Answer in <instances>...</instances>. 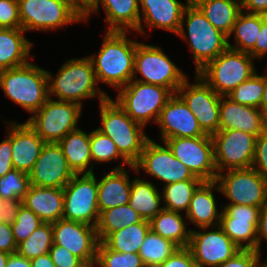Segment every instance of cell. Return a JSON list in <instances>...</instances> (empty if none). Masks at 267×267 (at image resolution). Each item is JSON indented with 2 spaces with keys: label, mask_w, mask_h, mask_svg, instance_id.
Here are the masks:
<instances>
[{
  "label": "cell",
  "mask_w": 267,
  "mask_h": 267,
  "mask_svg": "<svg viewBox=\"0 0 267 267\" xmlns=\"http://www.w3.org/2000/svg\"><path fill=\"white\" fill-rule=\"evenodd\" d=\"M90 147L93 166L95 163H106L112 160H121V164L112 169H123L125 165H131L118 151L115 143L97 129L90 132ZM95 162V163H94Z\"/></svg>",
  "instance_id": "40"
},
{
  "label": "cell",
  "mask_w": 267,
  "mask_h": 267,
  "mask_svg": "<svg viewBox=\"0 0 267 267\" xmlns=\"http://www.w3.org/2000/svg\"><path fill=\"white\" fill-rule=\"evenodd\" d=\"M163 142L196 177L203 181H215L218 173L214 161V144L211 135L170 138Z\"/></svg>",
  "instance_id": "16"
},
{
  "label": "cell",
  "mask_w": 267,
  "mask_h": 267,
  "mask_svg": "<svg viewBox=\"0 0 267 267\" xmlns=\"http://www.w3.org/2000/svg\"><path fill=\"white\" fill-rule=\"evenodd\" d=\"M257 136L239 130H222L212 135L217 173L251 168Z\"/></svg>",
  "instance_id": "14"
},
{
  "label": "cell",
  "mask_w": 267,
  "mask_h": 267,
  "mask_svg": "<svg viewBox=\"0 0 267 267\" xmlns=\"http://www.w3.org/2000/svg\"><path fill=\"white\" fill-rule=\"evenodd\" d=\"M117 104L126 114L144 127L157 123L161 110L173 93L165 87L131 80L118 89Z\"/></svg>",
  "instance_id": "8"
},
{
  "label": "cell",
  "mask_w": 267,
  "mask_h": 267,
  "mask_svg": "<svg viewBox=\"0 0 267 267\" xmlns=\"http://www.w3.org/2000/svg\"><path fill=\"white\" fill-rule=\"evenodd\" d=\"M262 257L257 251L240 249L230 259L216 267H257Z\"/></svg>",
  "instance_id": "47"
},
{
  "label": "cell",
  "mask_w": 267,
  "mask_h": 267,
  "mask_svg": "<svg viewBox=\"0 0 267 267\" xmlns=\"http://www.w3.org/2000/svg\"><path fill=\"white\" fill-rule=\"evenodd\" d=\"M252 168L267 181V128L256 138Z\"/></svg>",
  "instance_id": "46"
},
{
  "label": "cell",
  "mask_w": 267,
  "mask_h": 267,
  "mask_svg": "<svg viewBox=\"0 0 267 267\" xmlns=\"http://www.w3.org/2000/svg\"><path fill=\"white\" fill-rule=\"evenodd\" d=\"M220 194L241 204L263 208L267 204V181L254 169H230L218 173L215 179Z\"/></svg>",
  "instance_id": "11"
},
{
  "label": "cell",
  "mask_w": 267,
  "mask_h": 267,
  "mask_svg": "<svg viewBox=\"0 0 267 267\" xmlns=\"http://www.w3.org/2000/svg\"><path fill=\"white\" fill-rule=\"evenodd\" d=\"M22 205L32 210L44 223H53L63 217V188L38 187L30 184Z\"/></svg>",
  "instance_id": "26"
},
{
  "label": "cell",
  "mask_w": 267,
  "mask_h": 267,
  "mask_svg": "<svg viewBox=\"0 0 267 267\" xmlns=\"http://www.w3.org/2000/svg\"><path fill=\"white\" fill-rule=\"evenodd\" d=\"M177 35L188 42L195 62V74L228 48V37L217 30L192 1L183 12Z\"/></svg>",
  "instance_id": "4"
},
{
  "label": "cell",
  "mask_w": 267,
  "mask_h": 267,
  "mask_svg": "<svg viewBox=\"0 0 267 267\" xmlns=\"http://www.w3.org/2000/svg\"><path fill=\"white\" fill-rule=\"evenodd\" d=\"M178 248L172 241L150 230L141 244L138 254L146 267H158Z\"/></svg>",
  "instance_id": "38"
},
{
  "label": "cell",
  "mask_w": 267,
  "mask_h": 267,
  "mask_svg": "<svg viewBox=\"0 0 267 267\" xmlns=\"http://www.w3.org/2000/svg\"><path fill=\"white\" fill-rule=\"evenodd\" d=\"M263 92V75H259L256 72L248 80L236 87L228 97L238 104L260 109Z\"/></svg>",
  "instance_id": "41"
},
{
  "label": "cell",
  "mask_w": 267,
  "mask_h": 267,
  "mask_svg": "<svg viewBox=\"0 0 267 267\" xmlns=\"http://www.w3.org/2000/svg\"><path fill=\"white\" fill-rule=\"evenodd\" d=\"M190 1L186 0L183 4L179 0H139L140 22L136 32L145 34L144 23L149 28L163 29L177 35L183 12Z\"/></svg>",
  "instance_id": "22"
},
{
  "label": "cell",
  "mask_w": 267,
  "mask_h": 267,
  "mask_svg": "<svg viewBox=\"0 0 267 267\" xmlns=\"http://www.w3.org/2000/svg\"><path fill=\"white\" fill-rule=\"evenodd\" d=\"M10 124L13 169L29 174L45 142L26 122Z\"/></svg>",
  "instance_id": "25"
},
{
  "label": "cell",
  "mask_w": 267,
  "mask_h": 267,
  "mask_svg": "<svg viewBox=\"0 0 267 267\" xmlns=\"http://www.w3.org/2000/svg\"><path fill=\"white\" fill-rule=\"evenodd\" d=\"M98 184L99 213L116 206L128 204L131 193V181L126 168L112 169L103 173Z\"/></svg>",
  "instance_id": "28"
},
{
  "label": "cell",
  "mask_w": 267,
  "mask_h": 267,
  "mask_svg": "<svg viewBox=\"0 0 267 267\" xmlns=\"http://www.w3.org/2000/svg\"><path fill=\"white\" fill-rule=\"evenodd\" d=\"M240 3L242 11L267 15V0H240Z\"/></svg>",
  "instance_id": "55"
},
{
  "label": "cell",
  "mask_w": 267,
  "mask_h": 267,
  "mask_svg": "<svg viewBox=\"0 0 267 267\" xmlns=\"http://www.w3.org/2000/svg\"><path fill=\"white\" fill-rule=\"evenodd\" d=\"M162 195L157 187L143 178L131 180V193L128 204L140 214L143 220L150 221L159 213L163 206Z\"/></svg>",
  "instance_id": "33"
},
{
  "label": "cell",
  "mask_w": 267,
  "mask_h": 267,
  "mask_svg": "<svg viewBox=\"0 0 267 267\" xmlns=\"http://www.w3.org/2000/svg\"><path fill=\"white\" fill-rule=\"evenodd\" d=\"M53 244L65 247L83 263L95 266L99 239L95 226L59 219L52 223Z\"/></svg>",
  "instance_id": "18"
},
{
  "label": "cell",
  "mask_w": 267,
  "mask_h": 267,
  "mask_svg": "<svg viewBox=\"0 0 267 267\" xmlns=\"http://www.w3.org/2000/svg\"><path fill=\"white\" fill-rule=\"evenodd\" d=\"M254 59H263L267 55V15L262 14V24L255 47L249 52Z\"/></svg>",
  "instance_id": "52"
},
{
  "label": "cell",
  "mask_w": 267,
  "mask_h": 267,
  "mask_svg": "<svg viewBox=\"0 0 267 267\" xmlns=\"http://www.w3.org/2000/svg\"><path fill=\"white\" fill-rule=\"evenodd\" d=\"M128 31H106L97 55H90L97 82L114 89L126 86L134 76V57L140 43L127 37Z\"/></svg>",
  "instance_id": "1"
},
{
  "label": "cell",
  "mask_w": 267,
  "mask_h": 267,
  "mask_svg": "<svg viewBox=\"0 0 267 267\" xmlns=\"http://www.w3.org/2000/svg\"><path fill=\"white\" fill-rule=\"evenodd\" d=\"M30 186L29 174L12 169L0 177V200H21Z\"/></svg>",
  "instance_id": "43"
},
{
  "label": "cell",
  "mask_w": 267,
  "mask_h": 267,
  "mask_svg": "<svg viewBox=\"0 0 267 267\" xmlns=\"http://www.w3.org/2000/svg\"><path fill=\"white\" fill-rule=\"evenodd\" d=\"M199 229H202V232L191 229L187 247L197 267L219 266L240 250L219 225Z\"/></svg>",
  "instance_id": "17"
},
{
  "label": "cell",
  "mask_w": 267,
  "mask_h": 267,
  "mask_svg": "<svg viewBox=\"0 0 267 267\" xmlns=\"http://www.w3.org/2000/svg\"><path fill=\"white\" fill-rule=\"evenodd\" d=\"M21 204V200H0V221L11 225L16 219Z\"/></svg>",
  "instance_id": "51"
},
{
  "label": "cell",
  "mask_w": 267,
  "mask_h": 267,
  "mask_svg": "<svg viewBox=\"0 0 267 267\" xmlns=\"http://www.w3.org/2000/svg\"><path fill=\"white\" fill-rule=\"evenodd\" d=\"M75 174L63 188L64 213L67 220L97 226L99 208L97 201L98 184L95 173Z\"/></svg>",
  "instance_id": "12"
},
{
  "label": "cell",
  "mask_w": 267,
  "mask_h": 267,
  "mask_svg": "<svg viewBox=\"0 0 267 267\" xmlns=\"http://www.w3.org/2000/svg\"><path fill=\"white\" fill-rule=\"evenodd\" d=\"M31 267H56L49 253L30 260Z\"/></svg>",
  "instance_id": "57"
},
{
  "label": "cell",
  "mask_w": 267,
  "mask_h": 267,
  "mask_svg": "<svg viewBox=\"0 0 267 267\" xmlns=\"http://www.w3.org/2000/svg\"><path fill=\"white\" fill-rule=\"evenodd\" d=\"M207 20L227 37L241 10L240 0H191Z\"/></svg>",
  "instance_id": "31"
},
{
  "label": "cell",
  "mask_w": 267,
  "mask_h": 267,
  "mask_svg": "<svg viewBox=\"0 0 267 267\" xmlns=\"http://www.w3.org/2000/svg\"><path fill=\"white\" fill-rule=\"evenodd\" d=\"M58 144L63 150L69 168L74 174H92L94 166L91 157L90 133L80 128L69 132ZM89 164H91L89 166Z\"/></svg>",
  "instance_id": "30"
},
{
  "label": "cell",
  "mask_w": 267,
  "mask_h": 267,
  "mask_svg": "<svg viewBox=\"0 0 267 267\" xmlns=\"http://www.w3.org/2000/svg\"><path fill=\"white\" fill-rule=\"evenodd\" d=\"M95 265L97 267H146L138 253L115 252L103 242L98 244Z\"/></svg>",
  "instance_id": "42"
},
{
  "label": "cell",
  "mask_w": 267,
  "mask_h": 267,
  "mask_svg": "<svg viewBox=\"0 0 267 267\" xmlns=\"http://www.w3.org/2000/svg\"><path fill=\"white\" fill-rule=\"evenodd\" d=\"M267 70V69H266ZM263 74L264 92L260 103V110L267 117V71Z\"/></svg>",
  "instance_id": "58"
},
{
  "label": "cell",
  "mask_w": 267,
  "mask_h": 267,
  "mask_svg": "<svg viewBox=\"0 0 267 267\" xmlns=\"http://www.w3.org/2000/svg\"><path fill=\"white\" fill-rule=\"evenodd\" d=\"M99 104L102 126L97 130L108 136L120 154L134 165L150 138L145 134V127L130 118L110 96Z\"/></svg>",
  "instance_id": "3"
},
{
  "label": "cell",
  "mask_w": 267,
  "mask_h": 267,
  "mask_svg": "<svg viewBox=\"0 0 267 267\" xmlns=\"http://www.w3.org/2000/svg\"><path fill=\"white\" fill-rule=\"evenodd\" d=\"M158 267H197L191 251L185 248H178Z\"/></svg>",
  "instance_id": "50"
},
{
  "label": "cell",
  "mask_w": 267,
  "mask_h": 267,
  "mask_svg": "<svg viewBox=\"0 0 267 267\" xmlns=\"http://www.w3.org/2000/svg\"><path fill=\"white\" fill-rule=\"evenodd\" d=\"M49 97L57 96L56 100L75 102L83 106L85 99L97 98L99 102L109 96L97 88V79L93 63L89 56L71 58L62 64L57 75L53 77L47 70Z\"/></svg>",
  "instance_id": "2"
},
{
  "label": "cell",
  "mask_w": 267,
  "mask_h": 267,
  "mask_svg": "<svg viewBox=\"0 0 267 267\" xmlns=\"http://www.w3.org/2000/svg\"><path fill=\"white\" fill-rule=\"evenodd\" d=\"M149 231V221L143 220L111 233L103 243L115 252L138 253Z\"/></svg>",
  "instance_id": "36"
},
{
  "label": "cell",
  "mask_w": 267,
  "mask_h": 267,
  "mask_svg": "<svg viewBox=\"0 0 267 267\" xmlns=\"http://www.w3.org/2000/svg\"><path fill=\"white\" fill-rule=\"evenodd\" d=\"M260 211L259 207L225 204L222 207L219 226L240 249L256 251Z\"/></svg>",
  "instance_id": "19"
},
{
  "label": "cell",
  "mask_w": 267,
  "mask_h": 267,
  "mask_svg": "<svg viewBox=\"0 0 267 267\" xmlns=\"http://www.w3.org/2000/svg\"><path fill=\"white\" fill-rule=\"evenodd\" d=\"M44 223L32 210L21 204L15 221L11 224L13 237L18 245Z\"/></svg>",
  "instance_id": "44"
},
{
  "label": "cell",
  "mask_w": 267,
  "mask_h": 267,
  "mask_svg": "<svg viewBox=\"0 0 267 267\" xmlns=\"http://www.w3.org/2000/svg\"><path fill=\"white\" fill-rule=\"evenodd\" d=\"M75 174L69 168L58 143H45L29 173L30 184L38 187L64 188Z\"/></svg>",
  "instance_id": "20"
},
{
  "label": "cell",
  "mask_w": 267,
  "mask_h": 267,
  "mask_svg": "<svg viewBox=\"0 0 267 267\" xmlns=\"http://www.w3.org/2000/svg\"><path fill=\"white\" fill-rule=\"evenodd\" d=\"M52 98L49 97L26 121L45 143H58L69 132L78 129L83 108L75 102Z\"/></svg>",
  "instance_id": "10"
},
{
  "label": "cell",
  "mask_w": 267,
  "mask_h": 267,
  "mask_svg": "<svg viewBox=\"0 0 267 267\" xmlns=\"http://www.w3.org/2000/svg\"><path fill=\"white\" fill-rule=\"evenodd\" d=\"M9 253H6L4 251H0V267H6L7 261L9 257Z\"/></svg>",
  "instance_id": "59"
},
{
  "label": "cell",
  "mask_w": 267,
  "mask_h": 267,
  "mask_svg": "<svg viewBox=\"0 0 267 267\" xmlns=\"http://www.w3.org/2000/svg\"><path fill=\"white\" fill-rule=\"evenodd\" d=\"M164 146L148 139L144 145L140 159L130 168L139 174V170L164 182V186L185 181L202 180L196 177L192 171L179 161L172 153L165 142Z\"/></svg>",
  "instance_id": "13"
},
{
  "label": "cell",
  "mask_w": 267,
  "mask_h": 267,
  "mask_svg": "<svg viewBox=\"0 0 267 267\" xmlns=\"http://www.w3.org/2000/svg\"><path fill=\"white\" fill-rule=\"evenodd\" d=\"M137 72L141 74V79L136 78ZM186 78L185 72L172 62L160 46L144 43L137 45L132 80L162 86L175 94Z\"/></svg>",
  "instance_id": "9"
},
{
  "label": "cell",
  "mask_w": 267,
  "mask_h": 267,
  "mask_svg": "<svg viewBox=\"0 0 267 267\" xmlns=\"http://www.w3.org/2000/svg\"><path fill=\"white\" fill-rule=\"evenodd\" d=\"M142 221L140 214L129 204L104 210L100 213L96 226L99 242H103L113 232Z\"/></svg>",
  "instance_id": "35"
},
{
  "label": "cell",
  "mask_w": 267,
  "mask_h": 267,
  "mask_svg": "<svg viewBox=\"0 0 267 267\" xmlns=\"http://www.w3.org/2000/svg\"><path fill=\"white\" fill-rule=\"evenodd\" d=\"M203 180H185L165 185L162 189V203L164 209L187 213L190 201L196 189L203 183Z\"/></svg>",
  "instance_id": "37"
},
{
  "label": "cell",
  "mask_w": 267,
  "mask_h": 267,
  "mask_svg": "<svg viewBox=\"0 0 267 267\" xmlns=\"http://www.w3.org/2000/svg\"><path fill=\"white\" fill-rule=\"evenodd\" d=\"M21 28L50 31L84 22V6L78 0H18Z\"/></svg>",
  "instance_id": "6"
},
{
  "label": "cell",
  "mask_w": 267,
  "mask_h": 267,
  "mask_svg": "<svg viewBox=\"0 0 267 267\" xmlns=\"http://www.w3.org/2000/svg\"><path fill=\"white\" fill-rule=\"evenodd\" d=\"M6 267H31V264L30 260L16 252L9 255Z\"/></svg>",
  "instance_id": "56"
},
{
  "label": "cell",
  "mask_w": 267,
  "mask_h": 267,
  "mask_svg": "<svg viewBox=\"0 0 267 267\" xmlns=\"http://www.w3.org/2000/svg\"><path fill=\"white\" fill-rule=\"evenodd\" d=\"M9 126L6 131L7 132V138L2 140L0 143V177L4 176L6 173L11 171L13 169L12 166V147H11V125L9 121H6Z\"/></svg>",
  "instance_id": "49"
},
{
  "label": "cell",
  "mask_w": 267,
  "mask_h": 267,
  "mask_svg": "<svg viewBox=\"0 0 267 267\" xmlns=\"http://www.w3.org/2000/svg\"><path fill=\"white\" fill-rule=\"evenodd\" d=\"M0 251L12 254L17 252V244L10 224L0 221Z\"/></svg>",
  "instance_id": "53"
},
{
  "label": "cell",
  "mask_w": 267,
  "mask_h": 267,
  "mask_svg": "<svg viewBox=\"0 0 267 267\" xmlns=\"http://www.w3.org/2000/svg\"><path fill=\"white\" fill-rule=\"evenodd\" d=\"M214 190H219L215 181H204L196 189L185 215L188 223L192 222L197 228L219 225L222 210L217 209Z\"/></svg>",
  "instance_id": "27"
},
{
  "label": "cell",
  "mask_w": 267,
  "mask_h": 267,
  "mask_svg": "<svg viewBox=\"0 0 267 267\" xmlns=\"http://www.w3.org/2000/svg\"><path fill=\"white\" fill-rule=\"evenodd\" d=\"M100 4L106 13L108 31H129L139 27V0H91L84 8L83 19L87 22L92 13H98ZM89 17V18H88Z\"/></svg>",
  "instance_id": "24"
},
{
  "label": "cell",
  "mask_w": 267,
  "mask_h": 267,
  "mask_svg": "<svg viewBox=\"0 0 267 267\" xmlns=\"http://www.w3.org/2000/svg\"><path fill=\"white\" fill-rule=\"evenodd\" d=\"M78 267H93V266L82 262Z\"/></svg>",
  "instance_id": "62"
},
{
  "label": "cell",
  "mask_w": 267,
  "mask_h": 267,
  "mask_svg": "<svg viewBox=\"0 0 267 267\" xmlns=\"http://www.w3.org/2000/svg\"><path fill=\"white\" fill-rule=\"evenodd\" d=\"M84 7H86L91 0H78Z\"/></svg>",
  "instance_id": "61"
},
{
  "label": "cell",
  "mask_w": 267,
  "mask_h": 267,
  "mask_svg": "<svg viewBox=\"0 0 267 267\" xmlns=\"http://www.w3.org/2000/svg\"><path fill=\"white\" fill-rule=\"evenodd\" d=\"M156 124L160 128L162 142L170 138L207 135L202 131L197 118L177 93L168 99Z\"/></svg>",
  "instance_id": "21"
},
{
  "label": "cell",
  "mask_w": 267,
  "mask_h": 267,
  "mask_svg": "<svg viewBox=\"0 0 267 267\" xmlns=\"http://www.w3.org/2000/svg\"><path fill=\"white\" fill-rule=\"evenodd\" d=\"M261 24L262 14L241 11L228 37V48L249 53L255 47ZM232 34L235 37V46L229 41Z\"/></svg>",
  "instance_id": "34"
},
{
  "label": "cell",
  "mask_w": 267,
  "mask_h": 267,
  "mask_svg": "<svg viewBox=\"0 0 267 267\" xmlns=\"http://www.w3.org/2000/svg\"><path fill=\"white\" fill-rule=\"evenodd\" d=\"M0 87L6 97L31 114L49 98L47 70L31 62L0 71Z\"/></svg>",
  "instance_id": "5"
},
{
  "label": "cell",
  "mask_w": 267,
  "mask_h": 267,
  "mask_svg": "<svg viewBox=\"0 0 267 267\" xmlns=\"http://www.w3.org/2000/svg\"><path fill=\"white\" fill-rule=\"evenodd\" d=\"M265 240L267 242V204L261 208L258 226H257V241H256V251L261 254V245Z\"/></svg>",
  "instance_id": "54"
},
{
  "label": "cell",
  "mask_w": 267,
  "mask_h": 267,
  "mask_svg": "<svg viewBox=\"0 0 267 267\" xmlns=\"http://www.w3.org/2000/svg\"><path fill=\"white\" fill-rule=\"evenodd\" d=\"M150 230L165 239L172 241L179 248L188 247L191 229L179 212L162 209L149 221Z\"/></svg>",
  "instance_id": "32"
},
{
  "label": "cell",
  "mask_w": 267,
  "mask_h": 267,
  "mask_svg": "<svg viewBox=\"0 0 267 267\" xmlns=\"http://www.w3.org/2000/svg\"><path fill=\"white\" fill-rule=\"evenodd\" d=\"M0 28H21L18 0H0Z\"/></svg>",
  "instance_id": "45"
},
{
  "label": "cell",
  "mask_w": 267,
  "mask_h": 267,
  "mask_svg": "<svg viewBox=\"0 0 267 267\" xmlns=\"http://www.w3.org/2000/svg\"><path fill=\"white\" fill-rule=\"evenodd\" d=\"M257 267H267V257H266L265 262H262V261H261V257H260V260H259V262H258Z\"/></svg>",
  "instance_id": "60"
},
{
  "label": "cell",
  "mask_w": 267,
  "mask_h": 267,
  "mask_svg": "<svg viewBox=\"0 0 267 267\" xmlns=\"http://www.w3.org/2000/svg\"><path fill=\"white\" fill-rule=\"evenodd\" d=\"M194 81L196 83L191 84L186 78L177 90V94L197 118L202 131L212 136L219 131L221 95L217 94L199 75L195 74Z\"/></svg>",
  "instance_id": "15"
},
{
  "label": "cell",
  "mask_w": 267,
  "mask_h": 267,
  "mask_svg": "<svg viewBox=\"0 0 267 267\" xmlns=\"http://www.w3.org/2000/svg\"><path fill=\"white\" fill-rule=\"evenodd\" d=\"M219 131L239 130L259 136L267 128V117L256 107L238 104L228 96H221Z\"/></svg>",
  "instance_id": "23"
},
{
  "label": "cell",
  "mask_w": 267,
  "mask_h": 267,
  "mask_svg": "<svg viewBox=\"0 0 267 267\" xmlns=\"http://www.w3.org/2000/svg\"><path fill=\"white\" fill-rule=\"evenodd\" d=\"M49 254L56 267H78L82 261L65 247L53 244Z\"/></svg>",
  "instance_id": "48"
},
{
  "label": "cell",
  "mask_w": 267,
  "mask_h": 267,
  "mask_svg": "<svg viewBox=\"0 0 267 267\" xmlns=\"http://www.w3.org/2000/svg\"><path fill=\"white\" fill-rule=\"evenodd\" d=\"M254 58L247 52L227 48L196 74L217 94L228 96L257 71Z\"/></svg>",
  "instance_id": "7"
},
{
  "label": "cell",
  "mask_w": 267,
  "mask_h": 267,
  "mask_svg": "<svg viewBox=\"0 0 267 267\" xmlns=\"http://www.w3.org/2000/svg\"><path fill=\"white\" fill-rule=\"evenodd\" d=\"M53 245L52 223H42L28 238L17 245V253L31 260L49 253Z\"/></svg>",
  "instance_id": "39"
},
{
  "label": "cell",
  "mask_w": 267,
  "mask_h": 267,
  "mask_svg": "<svg viewBox=\"0 0 267 267\" xmlns=\"http://www.w3.org/2000/svg\"><path fill=\"white\" fill-rule=\"evenodd\" d=\"M22 28H0V71L18 67L34 57L33 43L25 38Z\"/></svg>",
  "instance_id": "29"
}]
</instances>
